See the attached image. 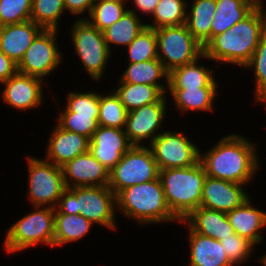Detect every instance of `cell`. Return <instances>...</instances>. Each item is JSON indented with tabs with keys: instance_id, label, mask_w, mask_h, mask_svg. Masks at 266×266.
Listing matches in <instances>:
<instances>
[{
	"instance_id": "obj_1",
	"label": "cell",
	"mask_w": 266,
	"mask_h": 266,
	"mask_svg": "<svg viewBox=\"0 0 266 266\" xmlns=\"http://www.w3.org/2000/svg\"><path fill=\"white\" fill-rule=\"evenodd\" d=\"M257 148L241 135L230 134L200 154L206 175L236 184L249 183L259 170Z\"/></svg>"
},
{
	"instance_id": "obj_2",
	"label": "cell",
	"mask_w": 266,
	"mask_h": 266,
	"mask_svg": "<svg viewBox=\"0 0 266 266\" xmlns=\"http://www.w3.org/2000/svg\"><path fill=\"white\" fill-rule=\"evenodd\" d=\"M257 6L247 17L204 46V58L243 67L250 61L266 32V12Z\"/></svg>"
},
{
	"instance_id": "obj_3",
	"label": "cell",
	"mask_w": 266,
	"mask_h": 266,
	"mask_svg": "<svg viewBox=\"0 0 266 266\" xmlns=\"http://www.w3.org/2000/svg\"><path fill=\"white\" fill-rule=\"evenodd\" d=\"M206 177L201 162L190 167L160 170L159 179L165 201L179 221H183L200 207Z\"/></svg>"
},
{
	"instance_id": "obj_4",
	"label": "cell",
	"mask_w": 266,
	"mask_h": 266,
	"mask_svg": "<svg viewBox=\"0 0 266 266\" xmlns=\"http://www.w3.org/2000/svg\"><path fill=\"white\" fill-rule=\"evenodd\" d=\"M116 195L108 186L66 188L55 214L82 215L92 223L115 229Z\"/></svg>"
},
{
	"instance_id": "obj_5",
	"label": "cell",
	"mask_w": 266,
	"mask_h": 266,
	"mask_svg": "<svg viewBox=\"0 0 266 266\" xmlns=\"http://www.w3.org/2000/svg\"><path fill=\"white\" fill-rule=\"evenodd\" d=\"M116 206L125 216L141 224L180 222L165 201L159 178L121 190L116 195Z\"/></svg>"
},
{
	"instance_id": "obj_6",
	"label": "cell",
	"mask_w": 266,
	"mask_h": 266,
	"mask_svg": "<svg viewBox=\"0 0 266 266\" xmlns=\"http://www.w3.org/2000/svg\"><path fill=\"white\" fill-rule=\"evenodd\" d=\"M34 209L8 228L3 242L8 253L23 251L42 243L53 247L55 208L35 206Z\"/></svg>"
},
{
	"instance_id": "obj_7",
	"label": "cell",
	"mask_w": 266,
	"mask_h": 266,
	"mask_svg": "<svg viewBox=\"0 0 266 266\" xmlns=\"http://www.w3.org/2000/svg\"><path fill=\"white\" fill-rule=\"evenodd\" d=\"M158 59L170 73L173 69L204 59V47L192 36L185 24L155 29Z\"/></svg>"
},
{
	"instance_id": "obj_8",
	"label": "cell",
	"mask_w": 266,
	"mask_h": 266,
	"mask_svg": "<svg viewBox=\"0 0 266 266\" xmlns=\"http://www.w3.org/2000/svg\"><path fill=\"white\" fill-rule=\"evenodd\" d=\"M70 34L74 52L80 58L86 72L93 80H99L104 74L111 56L102 31L94 27L87 19L79 18L73 23Z\"/></svg>"
},
{
	"instance_id": "obj_9",
	"label": "cell",
	"mask_w": 266,
	"mask_h": 266,
	"mask_svg": "<svg viewBox=\"0 0 266 266\" xmlns=\"http://www.w3.org/2000/svg\"><path fill=\"white\" fill-rule=\"evenodd\" d=\"M159 168L147 146H132L109 172L108 187L117 195L121 190L159 178Z\"/></svg>"
},
{
	"instance_id": "obj_10",
	"label": "cell",
	"mask_w": 266,
	"mask_h": 266,
	"mask_svg": "<svg viewBox=\"0 0 266 266\" xmlns=\"http://www.w3.org/2000/svg\"><path fill=\"white\" fill-rule=\"evenodd\" d=\"M29 171L28 197L33 206L55 208L66 189L62 167L43 159L27 157Z\"/></svg>"
},
{
	"instance_id": "obj_11",
	"label": "cell",
	"mask_w": 266,
	"mask_h": 266,
	"mask_svg": "<svg viewBox=\"0 0 266 266\" xmlns=\"http://www.w3.org/2000/svg\"><path fill=\"white\" fill-rule=\"evenodd\" d=\"M149 145L159 170L190 167L200 162V149L182 132L162 131Z\"/></svg>"
},
{
	"instance_id": "obj_12",
	"label": "cell",
	"mask_w": 266,
	"mask_h": 266,
	"mask_svg": "<svg viewBox=\"0 0 266 266\" xmlns=\"http://www.w3.org/2000/svg\"><path fill=\"white\" fill-rule=\"evenodd\" d=\"M58 30L43 29L27 48L22 59L17 64L18 72L34 76L43 80L56 70L61 63V54L58 50Z\"/></svg>"
},
{
	"instance_id": "obj_13",
	"label": "cell",
	"mask_w": 266,
	"mask_h": 266,
	"mask_svg": "<svg viewBox=\"0 0 266 266\" xmlns=\"http://www.w3.org/2000/svg\"><path fill=\"white\" fill-rule=\"evenodd\" d=\"M166 103L164 96L159 102L127 112L124 132L133 146H144L141 142L146 139L151 143L160 134L156 132L162 127L167 113Z\"/></svg>"
},
{
	"instance_id": "obj_14",
	"label": "cell",
	"mask_w": 266,
	"mask_h": 266,
	"mask_svg": "<svg viewBox=\"0 0 266 266\" xmlns=\"http://www.w3.org/2000/svg\"><path fill=\"white\" fill-rule=\"evenodd\" d=\"M133 145L124 129L98 126L89 142V152L109 171Z\"/></svg>"
},
{
	"instance_id": "obj_15",
	"label": "cell",
	"mask_w": 266,
	"mask_h": 266,
	"mask_svg": "<svg viewBox=\"0 0 266 266\" xmlns=\"http://www.w3.org/2000/svg\"><path fill=\"white\" fill-rule=\"evenodd\" d=\"M66 188L108 186L109 170L89 151L62 166Z\"/></svg>"
},
{
	"instance_id": "obj_16",
	"label": "cell",
	"mask_w": 266,
	"mask_h": 266,
	"mask_svg": "<svg viewBox=\"0 0 266 266\" xmlns=\"http://www.w3.org/2000/svg\"><path fill=\"white\" fill-rule=\"evenodd\" d=\"M243 186V184L207 176L200 206L225 213L232 211L250 198Z\"/></svg>"
},
{
	"instance_id": "obj_17",
	"label": "cell",
	"mask_w": 266,
	"mask_h": 266,
	"mask_svg": "<svg viewBox=\"0 0 266 266\" xmlns=\"http://www.w3.org/2000/svg\"><path fill=\"white\" fill-rule=\"evenodd\" d=\"M43 80L34 76L17 72L2 84L3 102L19 110H28L38 107L43 98Z\"/></svg>"
},
{
	"instance_id": "obj_18",
	"label": "cell",
	"mask_w": 266,
	"mask_h": 266,
	"mask_svg": "<svg viewBox=\"0 0 266 266\" xmlns=\"http://www.w3.org/2000/svg\"><path fill=\"white\" fill-rule=\"evenodd\" d=\"M89 142L86 136L65 131L56 125L48 141L45 160L62 167L78 155L88 152Z\"/></svg>"
},
{
	"instance_id": "obj_19",
	"label": "cell",
	"mask_w": 266,
	"mask_h": 266,
	"mask_svg": "<svg viewBox=\"0 0 266 266\" xmlns=\"http://www.w3.org/2000/svg\"><path fill=\"white\" fill-rule=\"evenodd\" d=\"M42 30L43 28L32 20L0 26V50L18 64Z\"/></svg>"
},
{
	"instance_id": "obj_20",
	"label": "cell",
	"mask_w": 266,
	"mask_h": 266,
	"mask_svg": "<svg viewBox=\"0 0 266 266\" xmlns=\"http://www.w3.org/2000/svg\"><path fill=\"white\" fill-rule=\"evenodd\" d=\"M190 266H235L219 240L196 233L189 225Z\"/></svg>"
},
{
	"instance_id": "obj_21",
	"label": "cell",
	"mask_w": 266,
	"mask_h": 266,
	"mask_svg": "<svg viewBox=\"0 0 266 266\" xmlns=\"http://www.w3.org/2000/svg\"><path fill=\"white\" fill-rule=\"evenodd\" d=\"M226 216L237 235L248 239L254 245L261 243L264 237L259 232L266 226V213L254 208L250 198L241 206L227 212Z\"/></svg>"
},
{
	"instance_id": "obj_22",
	"label": "cell",
	"mask_w": 266,
	"mask_h": 266,
	"mask_svg": "<svg viewBox=\"0 0 266 266\" xmlns=\"http://www.w3.org/2000/svg\"><path fill=\"white\" fill-rule=\"evenodd\" d=\"M180 222H185L196 233L219 241L235 234L225 212L202 206L196 208L186 219Z\"/></svg>"
},
{
	"instance_id": "obj_23",
	"label": "cell",
	"mask_w": 266,
	"mask_h": 266,
	"mask_svg": "<svg viewBox=\"0 0 266 266\" xmlns=\"http://www.w3.org/2000/svg\"><path fill=\"white\" fill-rule=\"evenodd\" d=\"M257 7L250 0H216L211 21V39L247 17Z\"/></svg>"
},
{
	"instance_id": "obj_24",
	"label": "cell",
	"mask_w": 266,
	"mask_h": 266,
	"mask_svg": "<svg viewBox=\"0 0 266 266\" xmlns=\"http://www.w3.org/2000/svg\"><path fill=\"white\" fill-rule=\"evenodd\" d=\"M199 59L173 69L169 73L168 89H186L198 87H217L219 85L214 79L213 70L197 65Z\"/></svg>"
},
{
	"instance_id": "obj_25",
	"label": "cell",
	"mask_w": 266,
	"mask_h": 266,
	"mask_svg": "<svg viewBox=\"0 0 266 266\" xmlns=\"http://www.w3.org/2000/svg\"><path fill=\"white\" fill-rule=\"evenodd\" d=\"M190 7L185 25L204 47L211 40V21L216 11V0H193Z\"/></svg>"
},
{
	"instance_id": "obj_26",
	"label": "cell",
	"mask_w": 266,
	"mask_h": 266,
	"mask_svg": "<svg viewBox=\"0 0 266 266\" xmlns=\"http://www.w3.org/2000/svg\"><path fill=\"white\" fill-rule=\"evenodd\" d=\"M115 89V94L119 97L127 112L138 109L144 105L159 102L165 95L164 86H152L141 83H125Z\"/></svg>"
},
{
	"instance_id": "obj_27",
	"label": "cell",
	"mask_w": 266,
	"mask_h": 266,
	"mask_svg": "<svg viewBox=\"0 0 266 266\" xmlns=\"http://www.w3.org/2000/svg\"><path fill=\"white\" fill-rule=\"evenodd\" d=\"M135 11L128 9L120 20L102 31L109 50L110 44L127 47L146 27V23L142 24V20Z\"/></svg>"
},
{
	"instance_id": "obj_28",
	"label": "cell",
	"mask_w": 266,
	"mask_h": 266,
	"mask_svg": "<svg viewBox=\"0 0 266 266\" xmlns=\"http://www.w3.org/2000/svg\"><path fill=\"white\" fill-rule=\"evenodd\" d=\"M92 225L94 223L82 215L55 214L53 247L80 240Z\"/></svg>"
},
{
	"instance_id": "obj_29",
	"label": "cell",
	"mask_w": 266,
	"mask_h": 266,
	"mask_svg": "<svg viewBox=\"0 0 266 266\" xmlns=\"http://www.w3.org/2000/svg\"><path fill=\"white\" fill-rule=\"evenodd\" d=\"M217 87L169 89L177 109L187 111H210L218 91Z\"/></svg>"
},
{
	"instance_id": "obj_30",
	"label": "cell",
	"mask_w": 266,
	"mask_h": 266,
	"mask_svg": "<svg viewBox=\"0 0 266 266\" xmlns=\"http://www.w3.org/2000/svg\"><path fill=\"white\" fill-rule=\"evenodd\" d=\"M161 78H165V83L169 85V72L159 59H152L145 62L128 63L119 82L165 86L159 83L158 80Z\"/></svg>"
},
{
	"instance_id": "obj_31",
	"label": "cell",
	"mask_w": 266,
	"mask_h": 266,
	"mask_svg": "<svg viewBox=\"0 0 266 266\" xmlns=\"http://www.w3.org/2000/svg\"><path fill=\"white\" fill-rule=\"evenodd\" d=\"M187 2L184 0H160L153 13L154 22L146 27L158 29L186 23Z\"/></svg>"
},
{
	"instance_id": "obj_32",
	"label": "cell",
	"mask_w": 266,
	"mask_h": 266,
	"mask_svg": "<svg viewBox=\"0 0 266 266\" xmlns=\"http://www.w3.org/2000/svg\"><path fill=\"white\" fill-rule=\"evenodd\" d=\"M124 3L121 0H96L89 14L90 18L86 19L99 31H103L126 13L128 9L124 7Z\"/></svg>"
},
{
	"instance_id": "obj_33",
	"label": "cell",
	"mask_w": 266,
	"mask_h": 266,
	"mask_svg": "<svg viewBox=\"0 0 266 266\" xmlns=\"http://www.w3.org/2000/svg\"><path fill=\"white\" fill-rule=\"evenodd\" d=\"M112 93L100 95L98 125L123 129L125 127L127 110L114 90Z\"/></svg>"
},
{
	"instance_id": "obj_34",
	"label": "cell",
	"mask_w": 266,
	"mask_h": 266,
	"mask_svg": "<svg viewBox=\"0 0 266 266\" xmlns=\"http://www.w3.org/2000/svg\"><path fill=\"white\" fill-rule=\"evenodd\" d=\"M64 11V0H33L31 20L43 29L58 30Z\"/></svg>"
},
{
	"instance_id": "obj_35",
	"label": "cell",
	"mask_w": 266,
	"mask_h": 266,
	"mask_svg": "<svg viewBox=\"0 0 266 266\" xmlns=\"http://www.w3.org/2000/svg\"><path fill=\"white\" fill-rule=\"evenodd\" d=\"M127 48L129 63L158 59L155 29L145 27Z\"/></svg>"
},
{
	"instance_id": "obj_36",
	"label": "cell",
	"mask_w": 266,
	"mask_h": 266,
	"mask_svg": "<svg viewBox=\"0 0 266 266\" xmlns=\"http://www.w3.org/2000/svg\"><path fill=\"white\" fill-rule=\"evenodd\" d=\"M254 67L256 102L266 106V32L260 38L259 44L250 61L244 68Z\"/></svg>"
},
{
	"instance_id": "obj_37",
	"label": "cell",
	"mask_w": 266,
	"mask_h": 266,
	"mask_svg": "<svg viewBox=\"0 0 266 266\" xmlns=\"http://www.w3.org/2000/svg\"><path fill=\"white\" fill-rule=\"evenodd\" d=\"M99 116L76 115L74 112L61 111L57 125L65 131L75 132L91 139L98 129Z\"/></svg>"
},
{
	"instance_id": "obj_38",
	"label": "cell",
	"mask_w": 266,
	"mask_h": 266,
	"mask_svg": "<svg viewBox=\"0 0 266 266\" xmlns=\"http://www.w3.org/2000/svg\"><path fill=\"white\" fill-rule=\"evenodd\" d=\"M33 0H0V26L31 20Z\"/></svg>"
},
{
	"instance_id": "obj_39",
	"label": "cell",
	"mask_w": 266,
	"mask_h": 266,
	"mask_svg": "<svg viewBox=\"0 0 266 266\" xmlns=\"http://www.w3.org/2000/svg\"><path fill=\"white\" fill-rule=\"evenodd\" d=\"M67 104L64 112H74L76 115L99 116L100 94L94 92H70L67 94Z\"/></svg>"
},
{
	"instance_id": "obj_40",
	"label": "cell",
	"mask_w": 266,
	"mask_h": 266,
	"mask_svg": "<svg viewBox=\"0 0 266 266\" xmlns=\"http://www.w3.org/2000/svg\"><path fill=\"white\" fill-rule=\"evenodd\" d=\"M220 243L226 251L229 260L234 265H240L242 262L246 261L250 257L253 247H255L251 241L236 233L221 239Z\"/></svg>"
},
{
	"instance_id": "obj_41",
	"label": "cell",
	"mask_w": 266,
	"mask_h": 266,
	"mask_svg": "<svg viewBox=\"0 0 266 266\" xmlns=\"http://www.w3.org/2000/svg\"><path fill=\"white\" fill-rule=\"evenodd\" d=\"M96 0H64V7L73 15H82L84 12H91Z\"/></svg>"
},
{
	"instance_id": "obj_42",
	"label": "cell",
	"mask_w": 266,
	"mask_h": 266,
	"mask_svg": "<svg viewBox=\"0 0 266 266\" xmlns=\"http://www.w3.org/2000/svg\"><path fill=\"white\" fill-rule=\"evenodd\" d=\"M18 72L17 64L0 50V83Z\"/></svg>"
},
{
	"instance_id": "obj_43",
	"label": "cell",
	"mask_w": 266,
	"mask_h": 266,
	"mask_svg": "<svg viewBox=\"0 0 266 266\" xmlns=\"http://www.w3.org/2000/svg\"><path fill=\"white\" fill-rule=\"evenodd\" d=\"M136 8L140 10V12L153 15L156 6L160 2V0H133Z\"/></svg>"
},
{
	"instance_id": "obj_44",
	"label": "cell",
	"mask_w": 266,
	"mask_h": 266,
	"mask_svg": "<svg viewBox=\"0 0 266 266\" xmlns=\"http://www.w3.org/2000/svg\"><path fill=\"white\" fill-rule=\"evenodd\" d=\"M259 260L262 263V266H266V255H263V257H261Z\"/></svg>"
},
{
	"instance_id": "obj_45",
	"label": "cell",
	"mask_w": 266,
	"mask_h": 266,
	"mask_svg": "<svg viewBox=\"0 0 266 266\" xmlns=\"http://www.w3.org/2000/svg\"><path fill=\"white\" fill-rule=\"evenodd\" d=\"M252 2L256 4L257 6H263L262 4L263 2L261 0H252Z\"/></svg>"
}]
</instances>
